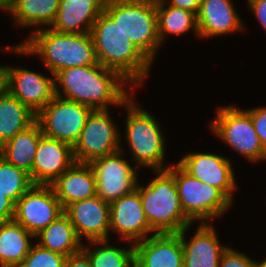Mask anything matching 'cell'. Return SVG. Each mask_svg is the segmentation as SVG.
Wrapping results in <instances>:
<instances>
[{"label":"cell","mask_w":266,"mask_h":267,"mask_svg":"<svg viewBox=\"0 0 266 267\" xmlns=\"http://www.w3.org/2000/svg\"><path fill=\"white\" fill-rule=\"evenodd\" d=\"M54 84L56 96L81 103L92 110H108L110 105L123 106L132 94L124 87L126 84L130 86L126 80L98 62L62 69L54 75Z\"/></svg>","instance_id":"cell-1"},{"label":"cell","mask_w":266,"mask_h":267,"mask_svg":"<svg viewBox=\"0 0 266 267\" xmlns=\"http://www.w3.org/2000/svg\"><path fill=\"white\" fill-rule=\"evenodd\" d=\"M28 36L23 43L5 47V51L38 55L53 76L65 68L97 63L91 33H61L51 28H39Z\"/></svg>","instance_id":"cell-2"},{"label":"cell","mask_w":266,"mask_h":267,"mask_svg":"<svg viewBox=\"0 0 266 267\" xmlns=\"http://www.w3.org/2000/svg\"><path fill=\"white\" fill-rule=\"evenodd\" d=\"M90 33L98 63L116 71L133 88L143 84L152 62L104 10L94 22Z\"/></svg>","instance_id":"cell-3"},{"label":"cell","mask_w":266,"mask_h":267,"mask_svg":"<svg viewBox=\"0 0 266 267\" xmlns=\"http://www.w3.org/2000/svg\"><path fill=\"white\" fill-rule=\"evenodd\" d=\"M155 173L148 185L136 186L146 220L155 233H178L192 222L182 210L174 175L168 169Z\"/></svg>","instance_id":"cell-4"},{"label":"cell","mask_w":266,"mask_h":267,"mask_svg":"<svg viewBox=\"0 0 266 267\" xmlns=\"http://www.w3.org/2000/svg\"><path fill=\"white\" fill-rule=\"evenodd\" d=\"M104 11L153 63L161 47L156 0H105Z\"/></svg>","instance_id":"cell-5"},{"label":"cell","mask_w":266,"mask_h":267,"mask_svg":"<svg viewBox=\"0 0 266 267\" xmlns=\"http://www.w3.org/2000/svg\"><path fill=\"white\" fill-rule=\"evenodd\" d=\"M132 93L125 101L127 110L126 118V143L135 159V167H148L153 171L164 170L165 137L155 117L150 112L141 109L135 103Z\"/></svg>","instance_id":"cell-6"},{"label":"cell","mask_w":266,"mask_h":267,"mask_svg":"<svg viewBox=\"0 0 266 267\" xmlns=\"http://www.w3.org/2000/svg\"><path fill=\"white\" fill-rule=\"evenodd\" d=\"M167 169L174 175L182 210L192 223L221 217L232 205L219 189L199 181L179 163Z\"/></svg>","instance_id":"cell-7"},{"label":"cell","mask_w":266,"mask_h":267,"mask_svg":"<svg viewBox=\"0 0 266 267\" xmlns=\"http://www.w3.org/2000/svg\"><path fill=\"white\" fill-rule=\"evenodd\" d=\"M216 112L217 115L209 124L213 134L250 162L266 159V151L253 127L252 119L244 109L225 105Z\"/></svg>","instance_id":"cell-8"},{"label":"cell","mask_w":266,"mask_h":267,"mask_svg":"<svg viewBox=\"0 0 266 267\" xmlns=\"http://www.w3.org/2000/svg\"><path fill=\"white\" fill-rule=\"evenodd\" d=\"M116 125L109 110H92L73 147L75 161L89 164L96 158L120 151L122 139Z\"/></svg>","instance_id":"cell-9"},{"label":"cell","mask_w":266,"mask_h":267,"mask_svg":"<svg viewBox=\"0 0 266 267\" xmlns=\"http://www.w3.org/2000/svg\"><path fill=\"white\" fill-rule=\"evenodd\" d=\"M92 109L55 96L37 115L43 135L74 147Z\"/></svg>","instance_id":"cell-10"},{"label":"cell","mask_w":266,"mask_h":267,"mask_svg":"<svg viewBox=\"0 0 266 267\" xmlns=\"http://www.w3.org/2000/svg\"><path fill=\"white\" fill-rule=\"evenodd\" d=\"M122 146L120 151L92 160V167L96 179V195L109 204L123 195L136 189L138 175L136 169L131 167L123 157Z\"/></svg>","instance_id":"cell-11"},{"label":"cell","mask_w":266,"mask_h":267,"mask_svg":"<svg viewBox=\"0 0 266 267\" xmlns=\"http://www.w3.org/2000/svg\"><path fill=\"white\" fill-rule=\"evenodd\" d=\"M64 213L50 185H33L16 203L14 221L36 236Z\"/></svg>","instance_id":"cell-12"},{"label":"cell","mask_w":266,"mask_h":267,"mask_svg":"<svg viewBox=\"0 0 266 267\" xmlns=\"http://www.w3.org/2000/svg\"><path fill=\"white\" fill-rule=\"evenodd\" d=\"M5 88L36 115L54 99V78L25 68L4 66Z\"/></svg>","instance_id":"cell-13"},{"label":"cell","mask_w":266,"mask_h":267,"mask_svg":"<svg viewBox=\"0 0 266 267\" xmlns=\"http://www.w3.org/2000/svg\"><path fill=\"white\" fill-rule=\"evenodd\" d=\"M190 175L219 189L231 202L236 190L231 161L214 153H188L178 162Z\"/></svg>","instance_id":"cell-14"},{"label":"cell","mask_w":266,"mask_h":267,"mask_svg":"<svg viewBox=\"0 0 266 267\" xmlns=\"http://www.w3.org/2000/svg\"><path fill=\"white\" fill-rule=\"evenodd\" d=\"M80 240H109L110 204L100 197L76 201L64 209Z\"/></svg>","instance_id":"cell-15"},{"label":"cell","mask_w":266,"mask_h":267,"mask_svg":"<svg viewBox=\"0 0 266 267\" xmlns=\"http://www.w3.org/2000/svg\"><path fill=\"white\" fill-rule=\"evenodd\" d=\"M110 231L131 243L144 240L153 230L146 220L137 189L110 203Z\"/></svg>","instance_id":"cell-16"},{"label":"cell","mask_w":266,"mask_h":267,"mask_svg":"<svg viewBox=\"0 0 266 267\" xmlns=\"http://www.w3.org/2000/svg\"><path fill=\"white\" fill-rule=\"evenodd\" d=\"M75 162L71 145L42 135L29 175L34 185H51Z\"/></svg>","instance_id":"cell-17"},{"label":"cell","mask_w":266,"mask_h":267,"mask_svg":"<svg viewBox=\"0 0 266 267\" xmlns=\"http://www.w3.org/2000/svg\"><path fill=\"white\" fill-rule=\"evenodd\" d=\"M135 267H183L179 233H154L134 243Z\"/></svg>","instance_id":"cell-18"},{"label":"cell","mask_w":266,"mask_h":267,"mask_svg":"<svg viewBox=\"0 0 266 267\" xmlns=\"http://www.w3.org/2000/svg\"><path fill=\"white\" fill-rule=\"evenodd\" d=\"M190 226L178 232L184 254L183 267H219V261L227 246H222L214 227L201 222L191 240L185 235Z\"/></svg>","instance_id":"cell-19"},{"label":"cell","mask_w":266,"mask_h":267,"mask_svg":"<svg viewBox=\"0 0 266 267\" xmlns=\"http://www.w3.org/2000/svg\"><path fill=\"white\" fill-rule=\"evenodd\" d=\"M197 25L199 38L240 32L245 27L231 0H202Z\"/></svg>","instance_id":"cell-20"},{"label":"cell","mask_w":266,"mask_h":267,"mask_svg":"<svg viewBox=\"0 0 266 267\" xmlns=\"http://www.w3.org/2000/svg\"><path fill=\"white\" fill-rule=\"evenodd\" d=\"M104 4L105 0H60L50 28L61 33H90Z\"/></svg>","instance_id":"cell-21"},{"label":"cell","mask_w":266,"mask_h":267,"mask_svg":"<svg viewBox=\"0 0 266 267\" xmlns=\"http://www.w3.org/2000/svg\"><path fill=\"white\" fill-rule=\"evenodd\" d=\"M63 209L68 205L96 195V179L88 163L75 162L51 185Z\"/></svg>","instance_id":"cell-22"},{"label":"cell","mask_w":266,"mask_h":267,"mask_svg":"<svg viewBox=\"0 0 266 267\" xmlns=\"http://www.w3.org/2000/svg\"><path fill=\"white\" fill-rule=\"evenodd\" d=\"M43 135L40 124L35 121L22 132L17 133L0 147V156L8 163L32 171L38 143Z\"/></svg>","instance_id":"cell-23"},{"label":"cell","mask_w":266,"mask_h":267,"mask_svg":"<svg viewBox=\"0 0 266 267\" xmlns=\"http://www.w3.org/2000/svg\"><path fill=\"white\" fill-rule=\"evenodd\" d=\"M35 121V113L5 88L0 90V147Z\"/></svg>","instance_id":"cell-24"},{"label":"cell","mask_w":266,"mask_h":267,"mask_svg":"<svg viewBox=\"0 0 266 267\" xmlns=\"http://www.w3.org/2000/svg\"><path fill=\"white\" fill-rule=\"evenodd\" d=\"M40 246L66 257L82 251L83 243L77 236L73 224L68 216L63 213L36 236Z\"/></svg>","instance_id":"cell-25"},{"label":"cell","mask_w":266,"mask_h":267,"mask_svg":"<svg viewBox=\"0 0 266 267\" xmlns=\"http://www.w3.org/2000/svg\"><path fill=\"white\" fill-rule=\"evenodd\" d=\"M35 236L14 220L0 223V267H18L28 255Z\"/></svg>","instance_id":"cell-26"},{"label":"cell","mask_w":266,"mask_h":267,"mask_svg":"<svg viewBox=\"0 0 266 267\" xmlns=\"http://www.w3.org/2000/svg\"><path fill=\"white\" fill-rule=\"evenodd\" d=\"M59 4L60 0H14L9 4L8 14H11L17 26H34L38 30L52 25Z\"/></svg>","instance_id":"cell-27"},{"label":"cell","mask_w":266,"mask_h":267,"mask_svg":"<svg viewBox=\"0 0 266 267\" xmlns=\"http://www.w3.org/2000/svg\"><path fill=\"white\" fill-rule=\"evenodd\" d=\"M156 13L158 35L161 44H163L168 34L180 36L191 29L199 37L197 15L195 13L171 5L167 6L166 0H156Z\"/></svg>","instance_id":"cell-28"},{"label":"cell","mask_w":266,"mask_h":267,"mask_svg":"<svg viewBox=\"0 0 266 267\" xmlns=\"http://www.w3.org/2000/svg\"><path fill=\"white\" fill-rule=\"evenodd\" d=\"M109 240L90 241L83 244L82 252L89 258L92 267H135L134 243L129 249L114 247ZM90 245L96 246L91 250ZM102 246V247H101Z\"/></svg>","instance_id":"cell-29"},{"label":"cell","mask_w":266,"mask_h":267,"mask_svg":"<svg viewBox=\"0 0 266 267\" xmlns=\"http://www.w3.org/2000/svg\"><path fill=\"white\" fill-rule=\"evenodd\" d=\"M27 171L0 156V192L16 203L32 186Z\"/></svg>","instance_id":"cell-30"},{"label":"cell","mask_w":266,"mask_h":267,"mask_svg":"<svg viewBox=\"0 0 266 267\" xmlns=\"http://www.w3.org/2000/svg\"><path fill=\"white\" fill-rule=\"evenodd\" d=\"M66 258L36 243L18 267H64Z\"/></svg>","instance_id":"cell-31"},{"label":"cell","mask_w":266,"mask_h":267,"mask_svg":"<svg viewBox=\"0 0 266 267\" xmlns=\"http://www.w3.org/2000/svg\"><path fill=\"white\" fill-rule=\"evenodd\" d=\"M219 267H256V261L227 246L221 255Z\"/></svg>","instance_id":"cell-32"},{"label":"cell","mask_w":266,"mask_h":267,"mask_svg":"<svg viewBox=\"0 0 266 267\" xmlns=\"http://www.w3.org/2000/svg\"><path fill=\"white\" fill-rule=\"evenodd\" d=\"M251 117L253 127L266 151V107L244 109Z\"/></svg>","instance_id":"cell-33"},{"label":"cell","mask_w":266,"mask_h":267,"mask_svg":"<svg viewBox=\"0 0 266 267\" xmlns=\"http://www.w3.org/2000/svg\"><path fill=\"white\" fill-rule=\"evenodd\" d=\"M15 203L0 192V223L14 219Z\"/></svg>","instance_id":"cell-34"},{"label":"cell","mask_w":266,"mask_h":267,"mask_svg":"<svg viewBox=\"0 0 266 267\" xmlns=\"http://www.w3.org/2000/svg\"><path fill=\"white\" fill-rule=\"evenodd\" d=\"M249 9L254 13L261 27L266 31V0H247Z\"/></svg>","instance_id":"cell-35"},{"label":"cell","mask_w":266,"mask_h":267,"mask_svg":"<svg viewBox=\"0 0 266 267\" xmlns=\"http://www.w3.org/2000/svg\"><path fill=\"white\" fill-rule=\"evenodd\" d=\"M64 267H92V265L89 258L80 251L77 254L68 256Z\"/></svg>","instance_id":"cell-36"},{"label":"cell","mask_w":266,"mask_h":267,"mask_svg":"<svg viewBox=\"0 0 266 267\" xmlns=\"http://www.w3.org/2000/svg\"><path fill=\"white\" fill-rule=\"evenodd\" d=\"M202 0H169L166 1L167 5H171L176 8L189 10L197 15Z\"/></svg>","instance_id":"cell-37"},{"label":"cell","mask_w":266,"mask_h":267,"mask_svg":"<svg viewBox=\"0 0 266 267\" xmlns=\"http://www.w3.org/2000/svg\"><path fill=\"white\" fill-rule=\"evenodd\" d=\"M4 82V66L0 65V90L3 88Z\"/></svg>","instance_id":"cell-38"},{"label":"cell","mask_w":266,"mask_h":267,"mask_svg":"<svg viewBox=\"0 0 266 267\" xmlns=\"http://www.w3.org/2000/svg\"><path fill=\"white\" fill-rule=\"evenodd\" d=\"M0 10L7 11L9 10V5L5 0H0Z\"/></svg>","instance_id":"cell-39"},{"label":"cell","mask_w":266,"mask_h":267,"mask_svg":"<svg viewBox=\"0 0 266 267\" xmlns=\"http://www.w3.org/2000/svg\"><path fill=\"white\" fill-rule=\"evenodd\" d=\"M256 267H266V258L263 261H256Z\"/></svg>","instance_id":"cell-40"},{"label":"cell","mask_w":266,"mask_h":267,"mask_svg":"<svg viewBox=\"0 0 266 267\" xmlns=\"http://www.w3.org/2000/svg\"><path fill=\"white\" fill-rule=\"evenodd\" d=\"M7 2V4L9 5L12 1L14 0H5Z\"/></svg>","instance_id":"cell-41"}]
</instances>
